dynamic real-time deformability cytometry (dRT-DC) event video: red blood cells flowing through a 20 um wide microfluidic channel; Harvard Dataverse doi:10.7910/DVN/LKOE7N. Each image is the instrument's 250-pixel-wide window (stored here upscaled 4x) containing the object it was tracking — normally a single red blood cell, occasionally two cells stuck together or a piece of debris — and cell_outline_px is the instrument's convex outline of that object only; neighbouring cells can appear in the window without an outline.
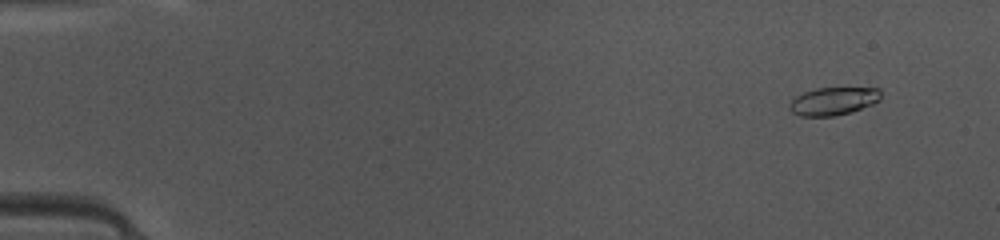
{"species": "common noctule bat (a hibernating species)", "species_latin": "Nyctalus noctula", "temperature_condition": "warm", "stored_images_in_passage": 48, "segment_of_instrument_passage": [1, 2], "camera_frame_rate_fps": 3000, "um_per_image_px": 0.085, "animal": {"sex": "female", "body_mass_g": 10.0, "forearm_length_mm": 53.1}, "frame": {"image": 1, "passage_image": 5, "time_ms": 1.333, "image_size_px": [1000, 240], "cell_outline_px": [[880, 100], [872, 104], [852, 112], [836, 116], [800, 116], [792, 112], [788, 108], [788, 104], [796, 96], [804, 92], [816, 88], [880, 88]], "centroid_in_image_um": [70.81, 8.6], "position_along_channel_um": 14.2, "area_um2": 14.91}}
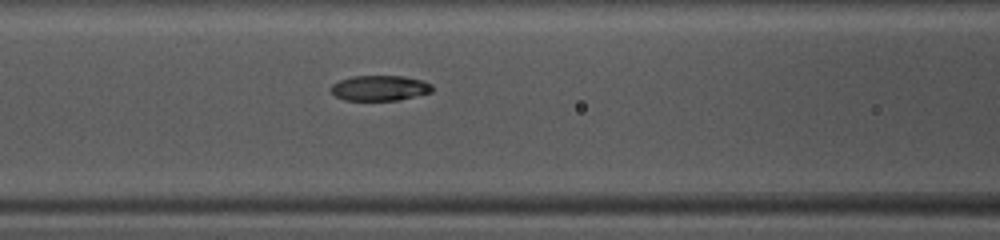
{"frame": {"image": 2, "passage_image": 22, "time_ms": 7.0, "image_size_px": [1000, 240], "cell_outline_px": [[432, 92], [400, 100], [344, 100], [336, 96], [332, 92], [332, 84], [340, 80], [352, 76], [404, 76], [424, 80], [432, 84]], "centroid_in_image_um": [32.32, 7.48], "position_along_channel_um": 134.3, "area_um2": 14.97}}
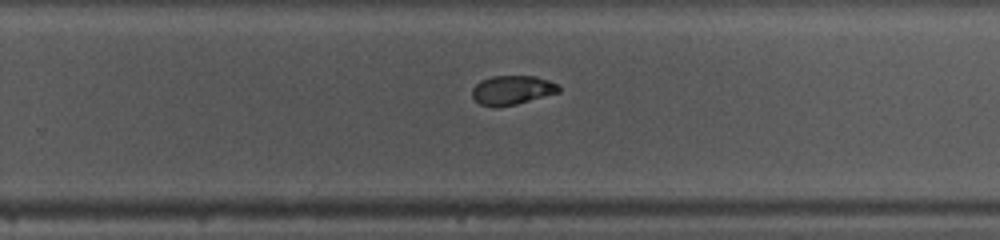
{"frame": {"image": 3, "passage_image": 33, "time_ms": 10.667, "image_size_px": [1000, 240], "cell_outline_px": [[560, 92], [516, 104], [496, 108], [480, 104], [472, 96], [472, 88], [480, 80], [492, 76], [536, 76], [548, 80], [556, 84], [560, 88]], "centroid_in_image_um": [43.51, 7.66], "position_along_channel_um": 286.3, "area_um2": 14.74}}